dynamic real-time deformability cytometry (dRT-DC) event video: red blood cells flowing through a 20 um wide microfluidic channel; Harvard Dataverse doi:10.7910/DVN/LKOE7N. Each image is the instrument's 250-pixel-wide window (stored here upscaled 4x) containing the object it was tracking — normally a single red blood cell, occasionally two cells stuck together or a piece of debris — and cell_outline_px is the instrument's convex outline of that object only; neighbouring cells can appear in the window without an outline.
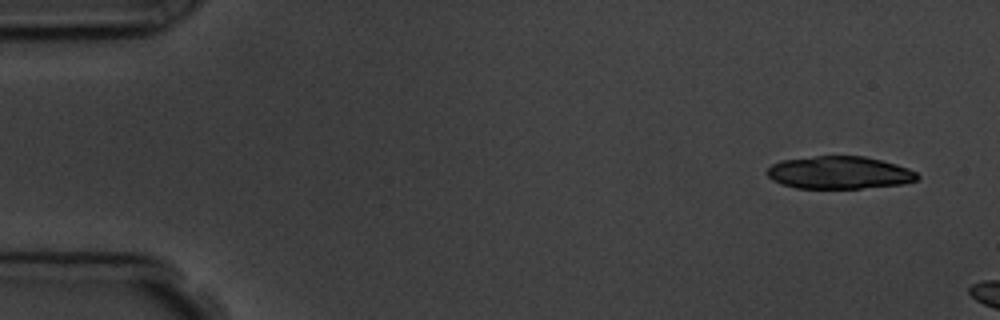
{"species": "common noctule bat (a hibernating species)", "species_latin": "Nyctalus noctula", "temperature_condition": "room temperature", "stored_images_in_passage": 2, "camera_frame_rate_fps": 3000, "um_per_image_px": 0.085, "animal": {"sex": "male", "body_mass_g": 19.5, "forearm_length_mm": 54.6}, "frame": {"image": 1, "passage_image": 1, "time_ms": 0.0, "image_size_px": [1000, 320], "cell_outline_px": [[920, 176], [916, 180], [904, 184], [860, 188], [796, 188], [780, 184], [772, 180], [768, 176], [768, 168], [772, 164], [780, 160], [816, 156], [864, 156], [896, 164], [908, 168], [916, 172]], "centroid_in_image_um": [71.33, 14.67], "position_along_channel_um": 13.7, "area_um2": 28.55}}